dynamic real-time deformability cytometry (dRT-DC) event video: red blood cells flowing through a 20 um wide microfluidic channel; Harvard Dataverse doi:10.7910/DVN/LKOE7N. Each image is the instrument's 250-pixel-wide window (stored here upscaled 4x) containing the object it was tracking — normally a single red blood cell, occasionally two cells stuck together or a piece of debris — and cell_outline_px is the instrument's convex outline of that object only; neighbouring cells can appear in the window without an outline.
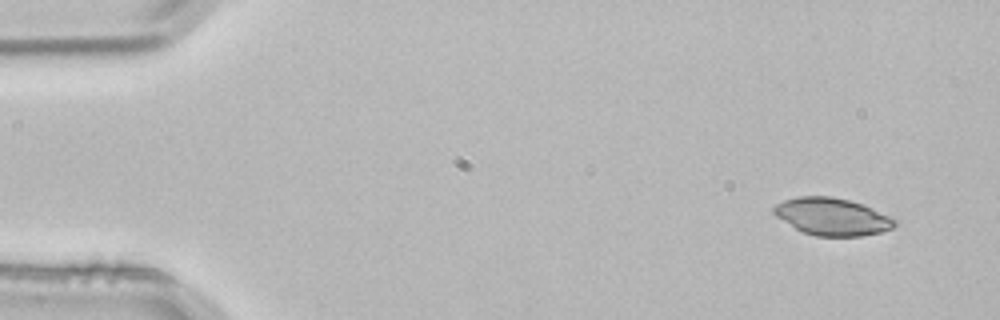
{"species": "common noctule bat (a hibernating species)", "species_latin": "Nyctalus noctula", "temperature_condition": "room temperature", "stored_images_in_passage": 3, "camera_frame_rate_fps": 3000, "um_per_image_px": 0.085, "animal": {"sex": "male", "body_mass_g": 21.5, "forearm_length_mm": 52.0}, "frame": {"image": 1, "passage_image": 1, "time_ms": 0.0, "image_size_px": [1000, 320], "cell_outline_px": [[896, 224], [892, 228], [880, 232], [860, 236], [816, 236], [804, 232], [796, 228], [776, 216], [772, 212], [772, 208], [776, 204], [784, 200], [800, 196], [832, 196], [848, 200], [860, 204], [888, 216], [896, 220]], "centroid_in_image_um": [70.69, 18.41], "position_along_channel_um": 14.3, "area_um2": 25.84}}
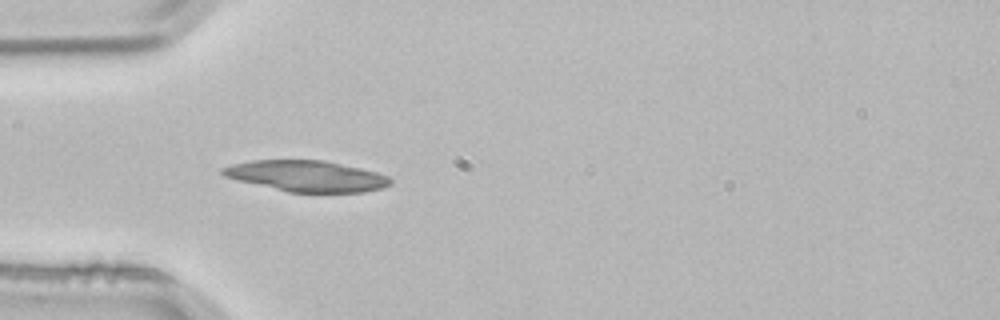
{"frame": {"image": 2, "passage_image": 3, "time_ms": 0.667, "image_size_px": [1000, 320], "cell_outline_px": [[392, 184], [384, 188], [364, 192], [288, 192], [236, 180], [224, 176], [220, 172], [220, 168], [232, 164], [252, 160], [324, 160], [360, 168], [376, 172], [388, 176], [392, 180]], "centroid_in_image_um": [26.05, 14.96], "position_along_channel_um": 58.9, "area_um2": 30.4}}